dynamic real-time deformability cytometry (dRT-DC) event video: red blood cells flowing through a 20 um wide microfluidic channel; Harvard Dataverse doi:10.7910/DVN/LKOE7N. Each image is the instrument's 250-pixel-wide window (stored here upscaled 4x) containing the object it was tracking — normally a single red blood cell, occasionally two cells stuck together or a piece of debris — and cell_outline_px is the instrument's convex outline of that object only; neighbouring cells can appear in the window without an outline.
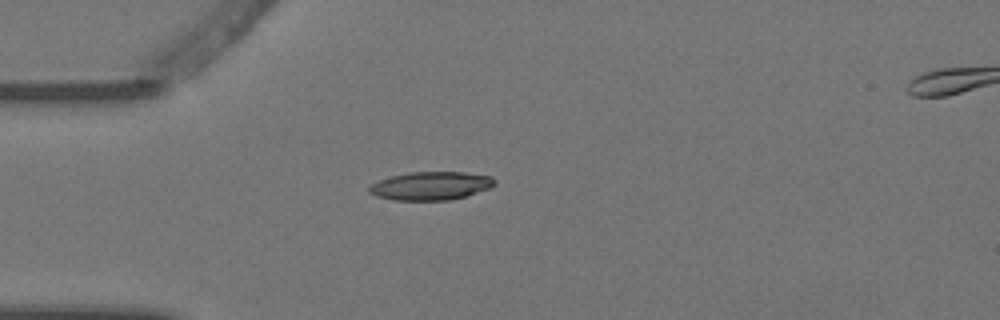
{"species": "Egyptian fruit bat (a non-hibernating species)", "species_latin": "Rousettus aegyptiacus", "temperature_condition": "warm", "stored_images_in_passage": 2, "camera_frame_rate_fps": 3000, "um_per_image_px": 0.085, "animal": {"sex": "female"}, "frame": {"image": 1, "passage_image": 2, "time_ms": 0.333, "image_size_px": [1000, 320], "cell_outline_px": [[496, 184], [488, 188], [452, 200], [392, 200], [376, 196], [368, 192], [368, 188], [372, 184], [380, 180], [392, 176], [408, 172], [464, 172], [492, 176], [496, 180]], "centroid_in_image_um": [36.61, 15.79], "position_along_channel_um": 48.4, "area_um2": 20.63}}